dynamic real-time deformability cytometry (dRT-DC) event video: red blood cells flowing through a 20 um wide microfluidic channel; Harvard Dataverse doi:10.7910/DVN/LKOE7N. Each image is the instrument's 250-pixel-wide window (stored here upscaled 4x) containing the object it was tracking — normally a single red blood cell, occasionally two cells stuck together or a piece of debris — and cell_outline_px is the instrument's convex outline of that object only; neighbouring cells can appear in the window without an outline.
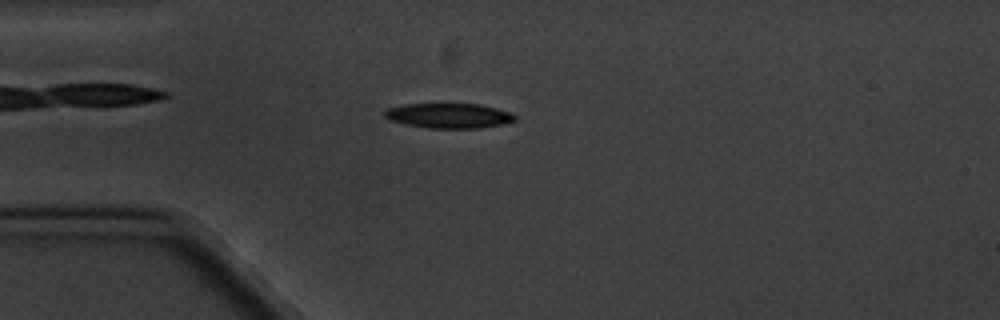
{"species": "common noctule bat (a hibernating species)", "species_latin": "Nyctalus noctula", "temperature_condition": "cold", "stored_images_in_passage": 8, "camera_frame_rate_fps": 3000, "um_per_image_px": 0.085, "animal": {"sex": "male", "body_mass_g": 20.1, "forearm_length_mm": 53.5}, "frame": {"image": 1, "passage_image": 3, "time_ms": 2.333, "image_size_px": [1000, 320], "cell_outline_px": [[516, 120], [500, 124], [480, 128], [428, 128], [404, 124], [388, 120], [384, 116], [384, 112], [388, 108], [404, 104], [480, 104], [496, 108], [508, 112], [516, 116]], "centroid_in_image_um": [38.11, 9.83], "position_along_channel_um": 46.9, "area_um2": 18.84}}
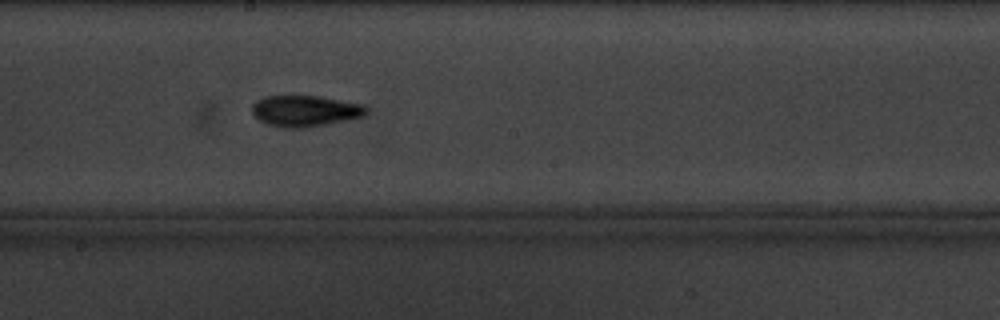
{"frame": {"image": 2, "passage_image": 8, "time_ms": 8.0, "image_size_px": [1000, 320], "cell_outline_px": [[368, 112], [364, 116], [348, 120], [328, 124], [304, 128], [284, 128], [268, 124], [260, 120], [252, 112], [252, 104], [256, 100], [264, 96], [320, 96], [364, 104], [368, 108]], "centroid_in_image_um": [25.97, 9.43], "position_along_channel_um": 222.2, "area_um2": 20.92}}